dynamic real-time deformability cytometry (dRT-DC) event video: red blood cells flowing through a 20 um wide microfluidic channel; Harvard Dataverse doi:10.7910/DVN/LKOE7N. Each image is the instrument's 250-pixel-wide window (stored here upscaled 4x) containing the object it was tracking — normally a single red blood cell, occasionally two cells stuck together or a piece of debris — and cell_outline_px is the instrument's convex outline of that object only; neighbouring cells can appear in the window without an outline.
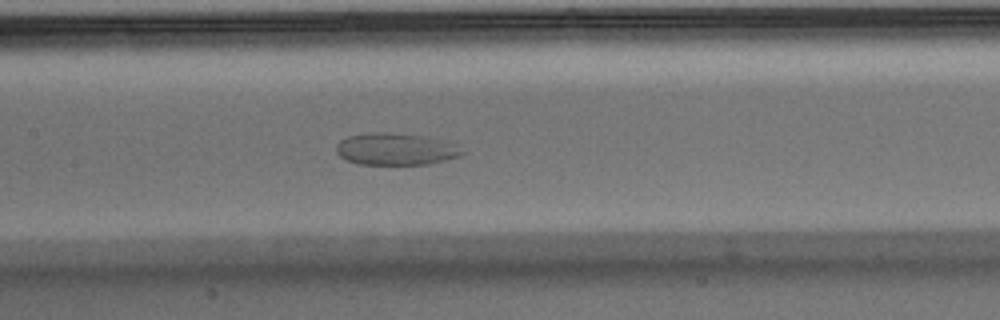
{"species": "Egyptian fruit bat (a non-hibernating species)", "species_latin": "Rousettus aegyptiacus", "temperature_condition": "warm", "stored_images_in_passage": 50, "camera_frame_rate_fps": 3000, "um_per_image_px": 0.085, "animal": {"sex": "male"}, "frame": {"image": 1, "passage_image": 23, "time_ms": 7.333, "image_size_px": [1000, 320], "cell_outline_px": [[464, 152], [460, 156], [428, 164], [356, 164], [340, 156], [336, 152], [336, 144], [340, 140], [348, 136], [376, 132], [388, 132], [420, 136], [448, 144]], "centroid_in_image_um": [33.5, 12.69], "position_along_channel_um": 173.9, "area_um2": 22.66}}
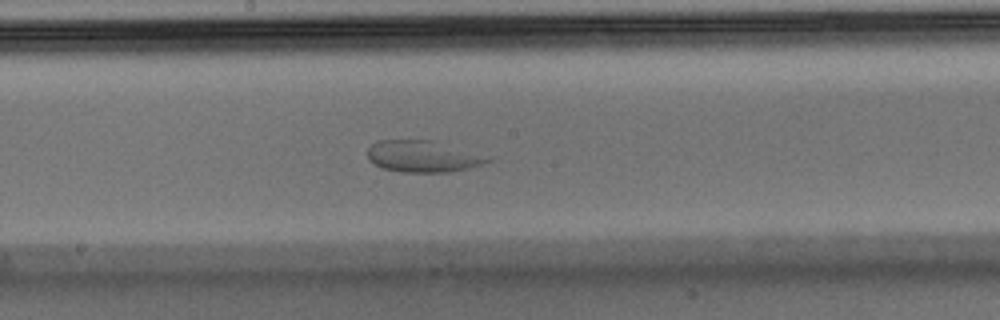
{"frame": {"image": 2, "passage_image": 26, "time_ms": 8.333, "image_size_px": [1000, 320], "cell_outline_px": [[492, 160], [468, 168], [448, 172], [400, 172], [384, 168], [368, 160], [368, 148], [376, 140], [432, 140]], "centroid_in_image_um": [35.79, 13.3], "position_along_channel_um": 212.4, "area_um2": 21.27}}
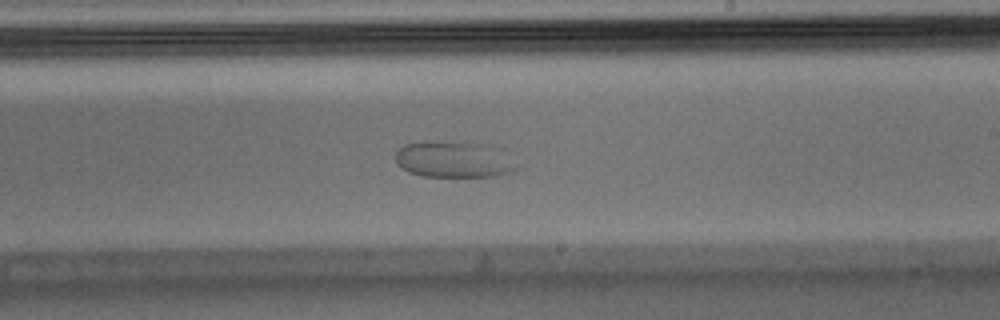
{"frame": {"image": 3, "passage_image": 29, "time_ms": 9.333, "image_size_px": [1000, 320], "cell_outline_px": [[516, 168], [512, 172], [496, 176], [420, 176], [408, 172], [400, 168], [396, 160], [396, 152], [404, 144], [484, 144], [504, 148]], "centroid_in_image_um": [38.62, 13.6], "position_along_channel_um": 250.4, "area_um2": 24.74}}